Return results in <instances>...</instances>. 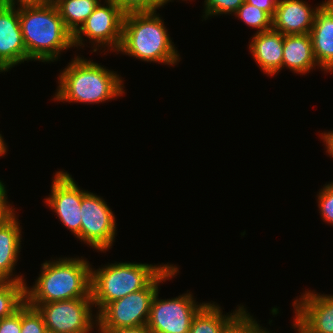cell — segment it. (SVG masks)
Masks as SVG:
<instances>
[{
  "label": "cell",
  "instance_id": "52a82bcc",
  "mask_svg": "<svg viewBox=\"0 0 333 333\" xmlns=\"http://www.w3.org/2000/svg\"><path fill=\"white\" fill-rule=\"evenodd\" d=\"M124 16L125 13L113 1L105 0L103 5L99 3L85 23L73 35L74 48L85 47V39L83 38L85 36L93 45V52L102 47L104 51L118 52L122 41Z\"/></svg>",
  "mask_w": 333,
  "mask_h": 333
},
{
  "label": "cell",
  "instance_id": "7c38bea8",
  "mask_svg": "<svg viewBox=\"0 0 333 333\" xmlns=\"http://www.w3.org/2000/svg\"><path fill=\"white\" fill-rule=\"evenodd\" d=\"M292 306V328L298 333H333V295L307 290Z\"/></svg>",
  "mask_w": 333,
  "mask_h": 333
},
{
  "label": "cell",
  "instance_id": "4fadbf2b",
  "mask_svg": "<svg viewBox=\"0 0 333 333\" xmlns=\"http://www.w3.org/2000/svg\"><path fill=\"white\" fill-rule=\"evenodd\" d=\"M30 61L19 21V7L6 5L0 10V72Z\"/></svg>",
  "mask_w": 333,
  "mask_h": 333
},
{
  "label": "cell",
  "instance_id": "277c9868",
  "mask_svg": "<svg viewBox=\"0 0 333 333\" xmlns=\"http://www.w3.org/2000/svg\"><path fill=\"white\" fill-rule=\"evenodd\" d=\"M156 12L125 14L122 41L117 54L169 66L180 62V54L168 34L164 20Z\"/></svg>",
  "mask_w": 333,
  "mask_h": 333
},
{
  "label": "cell",
  "instance_id": "1f68e13d",
  "mask_svg": "<svg viewBox=\"0 0 333 333\" xmlns=\"http://www.w3.org/2000/svg\"><path fill=\"white\" fill-rule=\"evenodd\" d=\"M7 5L10 6H26V5H41L45 4L46 0H6Z\"/></svg>",
  "mask_w": 333,
  "mask_h": 333
},
{
  "label": "cell",
  "instance_id": "f1b7e54d",
  "mask_svg": "<svg viewBox=\"0 0 333 333\" xmlns=\"http://www.w3.org/2000/svg\"><path fill=\"white\" fill-rule=\"evenodd\" d=\"M7 199L6 186L3 181L0 180V226L15 214V208Z\"/></svg>",
  "mask_w": 333,
  "mask_h": 333
},
{
  "label": "cell",
  "instance_id": "30bf717a",
  "mask_svg": "<svg viewBox=\"0 0 333 333\" xmlns=\"http://www.w3.org/2000/svg\"><path fill=\"white\" fill-rule=\"evenodd\" d=\"M159 290L153 297L147 328L150 333H189L191 322L206 304L198 303L191 292L178 297L159 299ZM195 299V300H194Z\"/></svg>",
  "mask_w": 333,
  "mask_h": 333
},
{
  "label": "cell",
  "instance_id": "6da1fadb",
  "mask_svg": "<svg viewBox=\"0 0 333 333\" xmlns=\"http://www.w3.org/2000/svg\"><path fill=\"white\" fill-rule=\"evenodd\" d=\"M54 101L98 104L122 96L124 82L116 72L76 56L58 75Z\"/></svg>",
  "mask_w": 333,
  "mask_h": 333
},
{
  "label": "cell",
  "instance_id": "ba28073f",
  "mask_svg": "<svg viewBox=\"0 0 333 333\" xmlns=\"http://www.w3.org/2000/svg\"><path fill=\"white\" fill-rule=\"evenodd\" d=\"M28 305L37 308L42 314L47 330L57 333H91L94 328L97 330V314L92 313L94 305L91 295L86 298Z\"/></svg>",
  "mask_w": 333,
  "mask_h": 333
},
{
  "label": "cell",
  "instance_id": "e0dca14e",
  "mask_svg": "<svg viewBox=\"0 0 333 333\" xmlns=\"http://www.w3.org/2000/svg\"><path fill=\"white\" fill-rule=\"evenodd\" d=\"M16 213L0 226V281L25 282L23 275H14L21 251V226Z\"/></svg>",
  "mask_w": 333,
  "mask_h": 333
},
{
  "label": "cell",
  "instance_id": "f546056e",
  "mask_svg": "<svg viewBox=\"0 0 333 333\" xmlns=\"http://www.w3.org/2000/svg\"><path fill=\"white\" fill-rule=\"evenodd\" d=\"M247 3L257 6L259 9L268 13L272 18L275 14L278 0H245Z\"/></svg>",
  "mask_w": 333,
  "mask_h": 333
},
{
  "label": "cell",
  "instance_id": "603a6c76",
  "mask_svg": "<svg viewBox=\"0 0 333 333\" xmlns=\"http://www.w3.org/2000/svg\"><path fill=\"white\" fill-rule=\"evenodd\" d=\"M244 308L222 331V333H268Z\"/></svg>",
  "mask_w": 333,
  "mask_h": 333
},
{
  "label": "cell",
  "instance_id": "44dd1931",
  "mask_svg": "<svg viewBox=\"0 0 333 333\" xmlns=\"http://www.w3.org/2000/svg\"><path fill=\"white\" fill-rule=\"evenodd\" d=\"M27 282L0 281V319L12 315L25 303Z\"/></svg>",
  "mask_w": 333,
  "mask_h": 333
},
{
  "label": "cell",
  "instance_id": "3957f363",
  "mask_svg": "<svg viewBox=\"0 0 333 333\" xmlns=\"http://www.w3.org/2000/svg\"><path fill=\"white\" fill-rule=\"evenodd\" d=\"M86 260L61 257L42 263L35 284L31 288L25 285V302L44 304L90 296L92 265Z\"/></svg>",
  "mask_w": 333,
  "mask_h": 333
},
{
  "label": "cell",
  "instance_id": "ffe728a7",
  "mask_svg": "<svg viewBox=\"0 0 333 333\" xmlns=\"http://www.w3.org/2000/svg\"><path fill=\"white\" fill-rule=\"evenodd\" d=\"M101 0H58L55 5L66 29L74 35Z\"/></svg>",
  "mask_w": 333,
  "mask_h": 333
},
{
  "label": "cell",
  "instance_id": "8992f818",
  "mask_svg": "<svg viewBox=\"0 0 333 333\" xmlns=\"http://www.w3.org/2000/svg\"><path fill=\"white\" fill-rule=\"evenodd\" d=\"M177 273V265L168 264L145 288L104 306L97 313L98 331L110 333L116 329L147 325L151 303L160 283L174 278Z\"/></svg>",
  "mask_w": 333,
  "mask_h": 333
},
{
  "label": "cell",
  "instance_id": "7a4b0ae2",
  "mask_svg": "<svg viewBox=\"0 0 333 333\" xmlns=\"http://www.w3.org/2000/svg\"><path fill=\"white\" fill-rule=\"evenodd\" d=\"M19 21L27 56L31 61L51 63L73 46L55 3L19 7Z\"/></svg>",
  "mask_w": 333,
  "mask_h": 333
},
{
  "label": "cell",
  "instance_id": "4dcf8cb0",
  "mask_svg": "<svg viewBox=\"0 0 333 333\" xmlns=\"http://www.w3.org/2000/svg\"><path fill=\"white\" fill-rule=\"evenodd\" d=\"M321 134L322 135L320 136V138L323 140L325 144L326 152L328 153L329 156H332L333 158V130Z\"/></svg>",
  "mask_w": 333,
  "mask_h": 333
},
{
  "label": "cell",
  "instance_id": "5bb4252c",
  "mask_svg": "<svg viewBox=\"0 0 333 333\" xmlns=\"http://www.w3.org/2000/svg\"><path fill=\"white\" fill-rule=\"evenodd\" d=\"M311 8L303 0H278L272 29L283 35L310 33L317 11L326 2Z\"/></svg>",
  "mask_w": 333,
  "mask_h": 333
},
{
  "label": "cell",
  "instance_id": "484cf974",
  "mask_svg": "<svg viewBox=\"0 0 333 333\" xmlns=\"http://www.w3.org/2000/svg\"><path fill=\"white\" fill-rule=\"evenodd\" d=\"M118 5L125 14L159 10L173 0H110ZM187 1V0H182Z\"/></svg>",
  "mask_w": 333,
  "mask_h": 333
},
{
  "label": "cell",
  "instance_id": "d590c367",
  "mask_svg": "<svg viewBox=\"0 0 333 333\" xmlns=\"http://www.w3.org/2000/svg\"><path fill=\"white\" fill-rule=\"evenodd\" d=\"M58 0H46V3H56Z\"/></svg>",
  "mask_w": 333,
  "mask_h": 333
},
{
  "label": "cell",
  "instance_id": "e575fe53",
  "mask_svg": "<svg viewBox=\"0 0 333 333\" xmlns=\"http://www.w3.org/2000/svg\"><path fill=\"white\" fill-rule=\"evenodd\" d=\"M7 5L6 0H0V10L3 9Z\"/></svg>",
  "mask_w": 333,
  "mask_h": 333
},
{
  "label": "cell",
  "instance_id": "8fae6325",
  "mask_svg": "<svg viewBox=\"0 0 333 333\" xmlns=\"http://www.w3.org/2000/svg\"><path fill=\"white\" fill-rule=\"evenodd\" d=\"M53 178L51 194L44 202L54 210L60 222L81 240V202L88 191L81 190L68 172L56 171Z\"/></svg>",
  "mask_w": 333,
  "mask_h": 333
},
{
  "label": "cell",
  "instance_id": "2e32d148",
  "mask_svg": "<svg viewBox=\"0 0 333 333\" xmlns=\"http://www.w3.org/2000/svg\"><path fill=\"white\" fill-rule=\"evenodd\" d=\"M249 42V50L259 68L268 76L282 70L283 34L273 29L255 33Z\"/></svg>",
  "mask_w": 333,
  "mask_h": 333
},
{
  "label": "cell",
  "instance_id": "83f0119b",
  "mask_svg": "<svg viewBox=\"0 0 333 333\" xmlns=\"http://www.w3.org/2000/svg\"><path fill=\"white\" fill-rule=\"evenodd\" d=\"M0 333H21V307L12 315L0 319Z\"/></svg>",
  "mask_w": 333,
  "mask_h": 333
},
{
  "label": "cell",
  "instance_id": "4316f807",
  "mask_svg": "<svg viewBox=\"0 0 333 333\" xmlns=\"http://www.w3.org/2000/svg\"><path fill=\"white\" fill-rule=\"evenodd\" d=\"M317 198L321 219L333 226V182L325 184Z\"/></svg>",
  "mask_w": 333,
  "mask_h": 333
},
{
  "label": "cell",
  "instance_id": "cb8c5ba5",
  "mask_svg": "<svg viewBox=\"0 0 333 333\" xmlns=\"http://www.w3.org/2000/svg\"><path fill=\"white\" fill-rule=\"evenodd\" d=\"M46 330L42 314L25 302L21 306V333H45Z\"/></svg>",
  "mask_w": 333,
  "mask_h": 333
},
{
  "label": "cell",
  "instance_id": "836d02e7",
  "mask_svg": "<svg viewBox=\"0 0 333 333\" xmlns=\"http://www.w3.org/2000/svg\"><path fill=\"white\" fill-rule=\"evenodd\" d=\"M7 143H5L4 138L2 137V134H0V157L4 156L8 149H7Z\"/></svg>",
  "mask_w": 333,
  "mask_h": 333
},
{
  "label": "cell",
  "instance_id": "d6986e66",
  "mask_svg": "<svg viewBox=\"0 0 333 333\" xmlns=\"http://www.w3.org/2000/svg\"><path fill=\"white\" fill-rule=\"evenodd\" d=\"M230 314H223L215 302H207L193 317L189 333H222L223 329L244 309L237 305Z\"/></svg>",
  "mask_w": 333,
  "mask_h": 333
},
{
  "label": "cell",
  "instance_id": "8d00e7d4",
  "mask_svg": "<svg viewBox=\"0 0 333 333\" xmlns=\"http://www.w3.org/2000/svg\"><path fill=\"white\" fill-rule=\"evenodd\" d=\"M45 333H57V332L46 330Z\"/></svg>",
  "mask_w": 333,
  "mask_h": 333
},
{
  "label": "cell",
  "instance_id": "d6a6232c",
  "mask_svg": "<svg viewBox=\"0 0 333 333\" xmlns=\"http://www.w3.org/2000/svg\"><path fill=\"white\" fill-rule=\"evenodd\" d=\"M110 333H150L147 325L137 326V327H129V328H121L111 331Z\"/></svg>",
  "mask_w": 333,
  "mask_h": 333
},
{
  "label": "cell",
  "instance_id": "9a60e30c",
  "mask_svg": "<svg viewBox=\"0 0 333 333\" xmlns=\"http://www.w3.org/2000/svg\"><path fill=\"white\" fill-rule=\"evenodd\" d=\"M317 68L333 72V0H327L317 11L310 31Z\"/></svg>",
  "mask_w": 333,
  "mask_h": 333
},
{
  "label": "cell",
  "instance_id": "9c48e42d",
  "mask_svg": "<svg viewBox=\"0 0 333 333\" xmlns=\"http://www.w3.org/2000/svg\"><path fill=\"white\" fill-rule=\"evenodd\" d=\"M81 242L99 252H106L115 242L116 218L100 196L87 192L81 202Z\"/></svg>",
  "mask_w": 333,
  "mask_h": 333
},
{
  "label": "cell",
  "instance_id": "5b68a950",
  "mask_svg": "<svg viewBox=\"0 0 333 333\" xmlns=\"http://www.w3.org/2000/svg\"><path fill=\"white\" fill-rule=\"evenodd\" d=\"M167 264L115 262L91 267V296L96 314L109 303L145 288Z\"/></svg>",
  "mask_w": 333,
  "mask_h": 333
},
{
  "label": "cell",
  "instance_id": "ac0fdd59",
  "mask_svg": "<svg viewBox=\"0 0 333 333\" xmlns=\"http://www.w3.org/2000/svg\"><path fill=\"white\" fill-rule=\"evenodd\" d=\"M318 66L310 33L283 35L282 69L289 68L297 74H306Z\"/></svg>",
  "mask_w": 333,
  "mask_h": 333
},
{
  "label": "cell",
  "instance_id": "7402d4cb",
  "mask_svg": "<svg viewBox=\"0 0 333 333\" xmlns=\"http://www.w3.org/2000/svg\"><path fill=\"white\" fill-rule=\"evenodd\" d=\"M235 17L243 20V22L257 29L256 33L268 31L272 29V17L265 11L253 6L246 1L234 13Z\"/></svg>",
  "mask_w": 333,
  "mask_h": 333
},
{
  "label": "cell",
  "instance_id": "d4e9b609",
  "mask_svg": "<svg viewBox=\"0 0 333 333\" xmlns=\"http://www.w3.org/2000/svg\"><path fill=\"white\" fill-rule=\"evenodd\" d=\"M244 2L245 0H205L203 18L207 20L211 16L234 14Z\"/></svg>",
  "mask_w": 333,
  "mask_h": 333
}]
</instances>
